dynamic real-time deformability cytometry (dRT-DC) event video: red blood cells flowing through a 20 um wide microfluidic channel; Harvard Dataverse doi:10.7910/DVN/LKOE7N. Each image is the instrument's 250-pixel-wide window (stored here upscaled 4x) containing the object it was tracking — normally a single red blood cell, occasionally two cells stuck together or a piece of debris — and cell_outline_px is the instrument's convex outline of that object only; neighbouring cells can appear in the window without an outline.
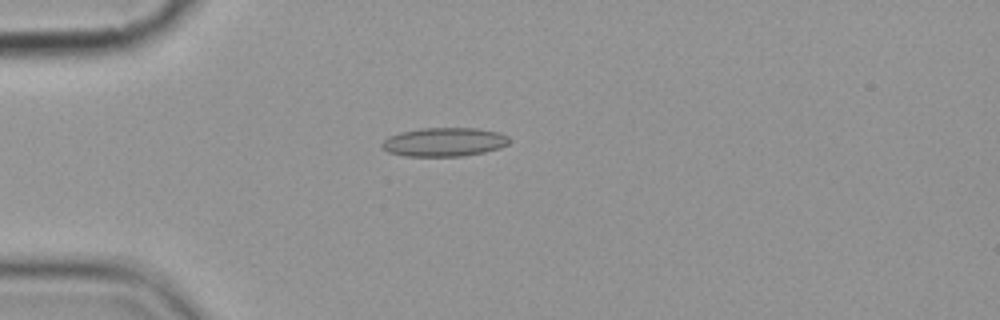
{"species": "common noctule bat (a hibernating species)", "species_latin": "Nyctalus noctula", "temperature_condition": "cold", "stored_images_in_passage": 3, "camera_frame_rate_fps": 3000, "um_per_image_px": 0.085, "animal": {"sex": "female", "body_mass_g": 19.9}, "frame": {"image": 1, "passage_image": 2, "time_ms": 1.0, "image_size_px": [1000, 320], "cell_outline_px": [[512, 140], [508, 144], [500, 148], [484, 152], [464, 156], [404, 156], [388, 152], [380, 144], [388, 136], [400, 132], [420, 128], [476, 128], [500, 132], [508, 136]], "centroid_in_image_um": [37.78, 12.07], "position_along_channel_um": 47.2, "area_um2": 21.56}}